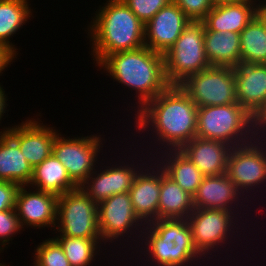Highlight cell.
Returning a JSON list of instances; mask_svg holds the SVG:
<instances>
[{
	"label": "cell",
	"mask_w": 266,
	"mask_h": 266,
	"mask_svg": "<svg viewBox=\"0 0 266 266\" xmlns=\"http://www.w3.org/2000/svg\"><path fill=\"white\" fill-rule=\"evenodd\" d=\"M231 146L224 142L193 138L180 151L201 171L204 177L226 173Z\"/></svg>",
	"instance_id": "ffe728a7"
},
{
	"label": "cell",
	"mask_w": 266,
	"mask_h": 266,
	"mask_svg": "<svg viewBox=\"0 0 266 266\" xmlns=\"http://www.w3.org/2000/svg\"><path fill=\"white\" fill-rule=\"evenodd\" d=\"M33 266H71L63 248L55 238H49L35 249Z\"/></svg>",
	"instance_id": "f546056e"
},
{
	"label": "cell",
	"mask_w": 266,
	"mask_h": 266,
	"mask_svg": "<svg viewBox=\"0 0 266 266\" xmlns=\"http://www.w3.org/2000/svg\"><path fill=\"white\" fill-rule=\"evenodd\" d=\"M121 163H119L120 165L112 164L111 167L105 166L104 168L106 169H103V171L100 169L97 172L95 169L80 188L96 204L105 201L108 197L115 194L129 192L134 178L139 171L138 168L141 169L144 164H149H139L141 166L139 167L138 164L135 166V164H125L124 161Z\"/></svg>",
	"instance_id": "9a60e30c"
},
{
	"label": "cell",
	"mask_w": 266,
	"mask_h": 266,
	"mask_svg": "<svg viewBox=\"0 0 266 266\" xmlns=\"http://www.w3.org/2000/svg\"><path fill=\"white\" fill-rule=\"evenodd\" d=\"M54 238L63 248L64 254L71 266H90L92 261L96 260L95 257L100 251L99 248H101L100 244H103L101 239H86L62 235H57Z\"/></svg>",
	"instance_id": "f1b7e54d"
},
{
	"label": "cell",
	"mask_w": 266,
	"mask_h": 266,
	"mask_svg": "<svg viewBox=\"0 0 266 266\" xmlns=\"http://www.w3.org/2000/svg\"><path fill=\"white\" fill-rule=\"evenodd\" d=\"M29 0H0V42L18 54L9 41L32 16Z\"/></svg>",
	"instance_id": "4316f807"
},
{
	"label": "cell",
	"mask_w": 266,
	"mask_h": 266,
	"mask_svg": "<svg viewBox=\"0 0 266 266\" xmlns=\"http://www.w3.org/2000/svg\"><path fill=\"white\" fill-rule=\"evenodd\" d=\"M247 196L249 195L246 194L244 198L234 182L225 173L218 176L203 177L196 194L193 196V204L194 208L228 210L235 214L237 211L236 209L234 211V206L238 207L239 200H242L240 206L243 205V199L244 201L247 199L248 202Z\"/></svg>",
	"instance_id": "ac0fdd59"
},
{
	"label": "cell",
	"mask_w": 266,
	"mask_h": 266,
	"mask_svg": "<svg viewBox=\"0 0 266 266\" xmlns=\"http://www.w3.org/2000/svg\"><path fill=\"white\" fill-rule=\"evenodd\" d=\"M31 119L16 126L5 127L2 132H6L19 145L23 156L32 168H35L52 154L53 143L59 133L52 127L38 122L39 118L37 121Z\"/></svg>",
	"instance_id": "4fadbf2b"
},
{
	"label": "cell",
	"mask_w": 266,
	"mask_h": 266,
	"mask_svg": "<svg viewBox=\"0 0 266 266\" xmlns=\"http://www.w3.org/2000/svg\"><path fill=\"white\" fill-rule=\"evenodd\" d=\"M141 235V245L143 240L146 245L142 254L153 266H190L203 259L194 246L188 219H157L145 225Z\"/></svg>",
	"instance_id": "277c9868"
},
{
	"label": "cell",
	"mask_w": 266,
	"mask_h": 266,
	"mask_svg": "<svg viewBox=\"0 0 266 266\" xmlns=\"http://www.w3.org/2000/svg\"><path fill=\"white\" fill-rule=\"evenodd\" d=\"M265 1L266 0L261 1L263 3H260L259 1L258 7L256 10V17L262 22L266 30V2Z\"/></svg>",
	"instance_id": "8d00e7d4"
},
{
	"label": "cell",
	"mask_w": 266,
	"mask_h": 266,
	"mask_svg": "<svg viewBox=\"0 0 266 266\" xmlns=\"http://www.w3.org/2000/svg\"><path fill=\"white\" fill-rule=\"evenodd\" d=\"M191 21H202L213 8L210 0H172Z\"/></svg>",
	"instance_id": "d6a6232c"
},
{
	"label": "cell",
	"mask_w": 266,
	"mask_h": 266,
	"mask_svg": "<svg viewBox=\"0 0 266 266\" xmlns=\"http://www.w3.org/2000/svg\"><path fill=\"white\" fill-rule=\"evenodd\" d=\"M61 136L60 133L56 136L52 153L64 165L71 180L80 187L97 168L95 162L100 147H104L100 137L102 135L74 138Z\"/></svg>",
	"instance_id": "8fae6325"
},
{
	"label": "cell",
	"mask_w": 266,
	"mask_h": 266,
	"mask_svg": "<svg viewBox=\"0 0 266 266\" xmlns=\"http://www.w3.org/2000/svg\"><path fill=\"white\" fill-rule=\"evenodd\" d=\"M260 0H242L213 6L202 20L205 31L240 33L256 16Z\"/></svg>",
	"instance_id": "44dd1931"
},
{
	"label": "cell",
	"mask_w": 266,
	"mask_h": 266,
	"mask_svg": "<svg viewBox=\"0 0 266 266\" xmlns=\"http://www.w3.org/2000/svg\"><path fill=\"white\" fill-rule=\"evenodd\" d=\"M241 63L266 64V30L255 16L240 32Z\"/></svg>",
	"instance_id": "83f0119b"
},
{
	"label": "cell",
	"mask_w": 266,
	"mask_h": 266,
	"mask_svg": "<svg viewBox=\"0 0 266 266\" xmlns=\"http://www.w3.org/2000/svg\"><path fill=\"white\" fill-rule=\"evenodd\" d=\"M213 6L219 5V4H226V3H236L240 2L242 0H210Z\"/></svg>",
	"instance_id": "f35d334b"
},
{
	"label": "cell",
	"mask_w": 266,
	"mask_h": 266,
	"mask_svg": "<svg viewBox=\"0 0 266 266\" xmlns=\"http://www.w3.org/2000/svg\"><path fill=\"white\" fill-rule=\"evenodd\" d=\"M7 97H6V94H5V91L3 89V87H1V84H0V121L2 120V117L4 116L3 114L6 113V105L8 106V104L6 103L7 102Z\"/></svg>",
	"instance_id": "74e56055"
},
{
	"label": "cell",
	"mask_w": 266,
	"mask_h": 266,
	"mask_svg": "<svg viewBox=\"0 0 266 266\" xmlns=\"http://www.w3.org/2000/svg\"><path fill=\"white\" fill-rule=\"evenodd\" d=\"M265 136L266 134L261 133L253 142L232 147L230 150L226 174L243 196L245 192H254L257 187L261 188V184H266Z\"/></svg>",
	"instance_id": "ba28073f"
},
{
	"label": "cell",
	"mask_w": 266,
	"mask_h": 266,
	"mask_svg": "<svg viewBox=\"0 0 266 266\" xmlns=\"http://www.w3.org/2000/svg\"><path fill=\"white\" fill-rule=\"evenodd\" d=\"M237 214L239 212L234 214L228 210L195 208L188 216L194 246L204 259L206 255L216 252L220 246L224 248L227 240L233 237V230H238L235 226L238 222Z\"/></svg>",
	"instance_id": "30bf717a"
},
{
	"label": "cell",
	"mask_w": 266,
	"mask_h": 266,
	"mask_svg": "<svg viewBox=\"0 0 266 266\" xmlns=\"http://www.w3.org/2000/svg\"><path fill=\"white\" fill-rule=\"evenodd\" d=\"M253 122L259 133L266 134V101L263 107L253 116Z\"/></svg>",
	"instance_id": "d590c367"
},
{
	"label": "cell",
	"mask_w": 266,
	"mask_h": 266,
	"mask_svg": "<svg viewBox=\"0 0 266 266\" xmlns=\"http://www.w3.org/2000/svg\"><path fill=\"white\" fill-rule=\"evenodd\" d=\"M194 209L193 197L168 177L161 168L158 219H187Z\"/></svg>",
	"instance_id": "484cf974"
},
{
	"label": "cell",
	"mask_w": 266,
	"mask_h": 266,
	"mask_svg": "<svg viewBox=\"0 0 266 266\" xmlns=\"http://www.w3.org/2000/svg\"><path fill=\"white\" fill-rule=\"evenodd\" d=\"M204 44L210 66L235 68L241 63L240 33L205 31Z\"/></svg>",
	"instance_id": "cb8c5ba5"
},
{
	"label": "cell",
	"mask_w": 266,
	"mask_h": 266,
	"mask_svg": "<svg viewBox=\"0 0 266 266\" xmlns=\"http://www.w3.org/2000/svg\"><path fill=\"white\" fill-rule=\"evenodd\" d=\"M234 75L237 102L254 116L266 101V64L240 63Z\"/></svg>",
	"instance_id": "d6986e66"
},
{
	"label": "cell",
	"mask_w": 266,
	"mask_h": 266,
	"mask_svg": "<svg viewBox=\"0 0 266 266\" xmlns=\"http://www.w3.org/2000/svg\"><path fill=\"white\" fill-rule=\"evenodd\" d=\"M29 185L33 189L52 193L56 196L78 188L68 176L64 165L53 153L33 168V176Z\"/></svg>",
	"instance_id": "d4e9b609"
},
{
	"label": "cell",
	"mask_w": 266,
	"mask_h": 266,
	"mask_svg": "<svg viewBox=\"0 0 266 266\" xmlns=\"http://www.w3.org/2000/svg\"><path fill=\"white\" fill-rule=\"evenodd\" d=\"M33 168L20 151L19 145L6 133L0 132V181L29 186Z\"/></svg>",
	"instance_id": "7402d4cb"
},
{
	"label": "cell",
	"mask_w": 266,
	"mask_h": 266,
	"mask_svg": "<svg viewBox=\"0 0 266 266\" xmlns=\"http://www.w3.org/2000/svg\"><path fill=\"white\" fill-rule=\"evenodd\" d=\"M204 32L202 21H191L164 54L165 73L170 85H180L189 76L211 67L205 54Z\"/></svg>",
	"instance_id": "8992f818"
},
{
	"label": "cell",
	"mask_w": 266,
	"mask_h": 266,
	"mask_svg": "<svg viewBox=\"0 0 266 266\" xmlns=\"http://www.w3.org/2000/svg\"><path fill=\"white\" fill-rule=\"evenodd\" d=\"M162 151V156L159 155L162 160L157 158L155 152V159H157L155 161L157 163L160 161L159 165L165 171V174L193 197L204 177L201 171L180 150ZM164 157L165 159H163Z\"/></svg>",
	"instance_id": "603a6c76"
},
{
	"label": "cell",
	"mask_w": 266,
	"mask_h": 266,
	"mask_svg": "<svg viewBox=\"0 0 266 266\" xmlns=\"http://www.w3.org/2000/svg\"><path fill=\"white\" fill-rule=\"evenodd\" d=\"M98 224L104 245L106 242L113 243L114 239L121 240V236L124 239L126 234L128 239L132 238L130 235L136 233L135 230H140L137 239L140 241L144 229L141 226H145L135 215L129 192L115 194L98 204Z\"/></svg>",
	"instance_id": "7c38bea8"
},
{
	"label": "cell",
	"mask_w": 266,
	"mask_h": 266,
	"mask_svg": "<svg viewBox=\"0 0 266 266\" xmlns=\"http://www.w3.org/2000/svg\"><path fill=\"white\" fill-rule=\"evenodd\" d=\"M98 66L100 70L107 71L113 81L124 84L131 91L135 90L139 104L137 111L170 86L165 73L164 55L147 46L108 55Z\"/></svg>",
	"instance_id": "7a4b0ae2"
},
{
	"label": "cell",
	"mask_w": 266,
	"mask_h": 266,
	"mask_svg": "<svg viewBox=\"0 0 266 266\" xmlns=\"http://www.w3.org/2000/svg\"><path fill=\"white\" fill-rule=\"evenodd\" d=\"M190 22L185 13L171 1L144 25L145 46L164 55Z\"/></svg>",
	"instance_id": "5bb4252c"
},
{
	"label": "cell",
	"mask_w": 266,
	"mask_h": 266,
	"mask_svg": "<svg viewBox=\"0 0 266 266\" xmlns=\"http://www.w3.org/2000/svg\"><path fill=\"white\" fill-rule=\"evenodd\" d=\"M20 185L0 181V211L15 209L16 195Z\"/></svg>",
	"instance_id": "836d02e7"
},
{
	"label": "cell",
	"mask_w": 266,
	"mask_h": 266,
	"mask_svg": "<svg viewBox=\"0 0 266 266\" xmlns=\"http://www.w3.org/2000/svg\"><path fill=\"white\" fill-rule=\"evenodd\" d=\"M137 18L146 24L153 16L172 0H123Z\"/></svg>",
	"instance_id": "4dcf8cb0"
},
{
	"label": "cell",
	"mask_w": 266,
	"mask_h": 266,
	"mask_svg": "<svg viewBox=\"0 0 266 266\" xmlns=\"http://www.w3.org/2000/svg\"><path fill=\"white\" fill-rule=\"evenodd\" d=\"M21 230L23 229L15 209L0 211V253L9 245V241L13 240L11 237Z\"/></svg>",
	"instance_id": "1f68e13d"
},
{
	"label": "cell",
	"mask_w": 266,
	"mask_h": 266,
	"mask_svg": "<svg viewBox=\"0 0 266 266\" xmlns=\"http://www.w3.org/2000/svg\"><path fill=\"white\" fill-rule=\"evenodd\" d=\"M136 112L139 132L150 126L154 142L165 150H180L196 137L198 107L180 85H170Z\"/></svg>",
	"instance_id": "6da1fadb"
},
{
	"label": "cell",
	"mask_w": 266,
	"mask_h": 266,
	"mask_svg": "<svg viewBox=\"0 0 266 266\" xmlns=\"http://www.w3.org/2000/svg\"><path fill=\"white\" fill-rule=\"evenodd\" d=\"M154 163L153 167L150 163L151 165L146 166V169L144 167L139 169L129 190L135 215L144 225L158 219L161 167L156 161Z\"/></svg>",
	"instance_id": "e0dca14e"
},
{
	"label": "cell",
	"mask_w": 266,
	"mask_h": 266,
	"mask_svg": "<svg viewBox=\"0 0 266 266\" xmlns=\"http://www.w3.org/2000/svg\"><path fill=\"white\" fill-rule=\"evenodd\" d=\"M36 190V191H35ZM27 191L20 186L16 195L15 210L21 227L55 228L58 196L35 189Z\"/></svg>",
	"instance_id": "2e32d148"
},
{
	"label": "cell",
	"mask_w": 266,
	"mask_h": 266,
	"mask_svg": "<svg viewBox=\"0 0 266 266\" xmlns=\"http://www.w3.org/2000/svg\"><path fill=\"white\" fill-rule=\"evenodd\" d=\"M180 87L197 107L238 103L233 67L211 66L189 76Z\"/></svg>",
	"instance_id": "9c48e42d"
},
{
	"label": "cell",
	"mask_w": 266,
	"mask_h": 266,
	"mask_svg": "<svg viewBox=\"0 0 266 266\" xmlns=\"http://www.w3.org/2000/svg\"><path fill=\"white\" fill-rule=\"evenodd\" d=\"M88 27L93 60L99 65L108 55L145 46L144 23L123 0H108ZM93 21V22H92Z\"/></svg>",
	"instance_id": "3957f363"
},
{
	"label": "cell",
	"mask_w": 266,
	"mask_h": 266,
	"mask_svg": "<svg viewBox=\"0 0 266 266\" xmlns=\"http://www.w3.org/2000/svg\"><path fill=\"white\" fill-rule=\"evenodd\" d=\"M17 54L6 44L0 42V75L8 65L16 58Z\"/></svg>",
	"instance_id": "e575fe53"
},
{
	"label": "cell",
	"mask_w": 266,
	"mask_h": 266,
	"mask_svg": "<svg viewBox=\"0 0 266 266\" xmlns=\"http://www.w3.org/2000/svg\"><path fill=\"white\" fill-rule=\"evenodd\" d=\"M258 134L253 116L238 103L198 107L196 137L235 147L253 141Z\"/></svg>",
	"instance_id": "5b68a950"
},
{
	"label": "cell",
	"mask_w": 266,
	"mask_h": 266,
	"mask_svg": "<svg viewBox=\"0 0 266 266\" xmlns=\"http://www.w3.org/2000/svg\"><path fill=\"white\" fill-rule=\"evenodd\" d=\"M56 225L53 231L62 236L101 239L98 204L80 187L58 196Z\"/></svg>",
	"instance_id": "52a82bcc"
}]
</instances>
